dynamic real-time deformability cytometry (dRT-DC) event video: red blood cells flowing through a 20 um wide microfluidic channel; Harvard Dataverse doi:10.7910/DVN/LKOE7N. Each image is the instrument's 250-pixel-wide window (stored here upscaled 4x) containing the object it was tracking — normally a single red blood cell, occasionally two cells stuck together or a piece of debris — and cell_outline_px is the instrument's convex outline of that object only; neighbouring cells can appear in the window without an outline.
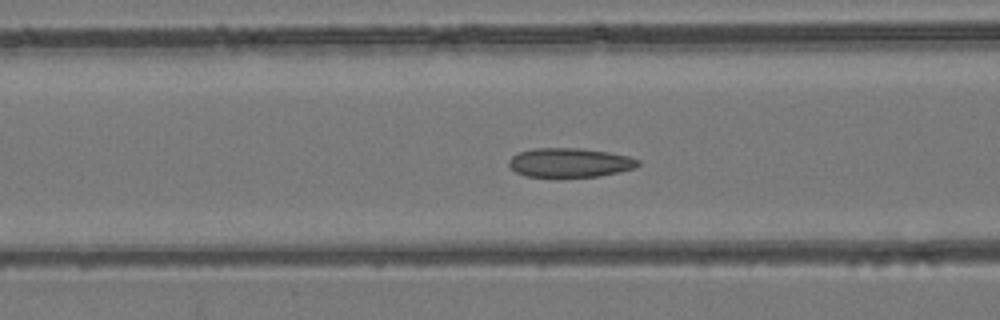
{"species": "common noctule bat (a hibernating species)", "species_latin": "Nyctalus noctula", "temperature_condition": "room temperature", "stored_images_in_passage": 51, "camera_frame_rate_fps": 3000, "um_per_image_px": 0.085, "animal": {"sex": "female", "body_mass_g": 24.6, "forearm_length_mm": 56.2}, "frame": {"image": 1, "passage_image": 21, "time_ms": 6.667, "image_size_px": [1000, 320], "cell_outline_px": [[640, 164], [636, 168], [620, 172], [600, 176], [556, 180], [524, 176], [516, 172], [508, 164], [508, 160], [512, 156], [520, 152], [532, 148], [580, 148], [608, 152], [628, 156], [640, 160]], "centroid_in_image_um": [48.41, 13.87], "position_along_channel_um": 118.2, "area_um2": 23.0}}
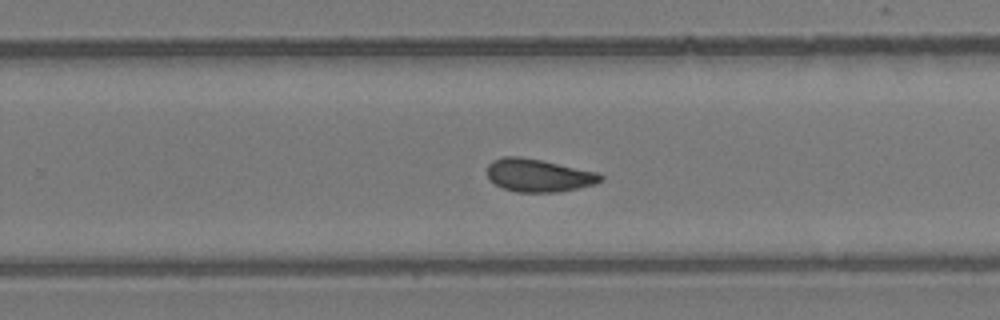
{"frame": {"image": 2, "passage_image": 33, "time_ms": 10.667, "image_size_px": [1000, 320], "cell_outline_px": [[604, 180], [596, 184], [560, 192], [516, 192], [504, 188], [496, 184], [488, 176], [488, 164], [492, 160], [504, 156], [520, 156], [540, 160], [596, 172], [604, 176]], "centroid_in_image_um": [45.8, 14.91], "position_along_channel_um": 284.0, "area_um2": 21.62}}
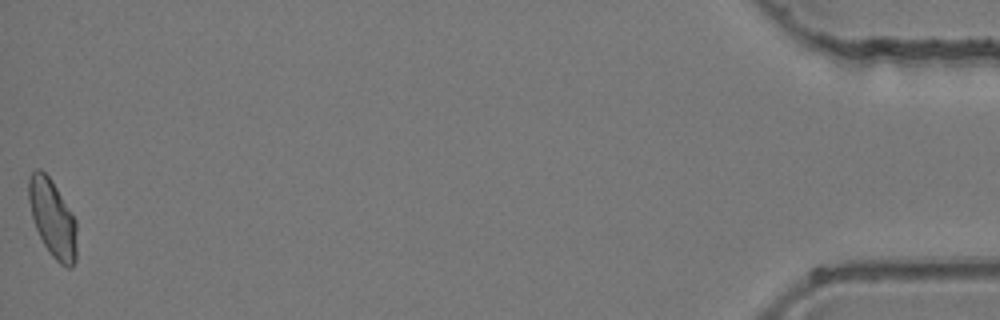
{"frame": {"image": 3, "passage_image": 51, "time_ms": 16.667, "image_size_px": [1000, 320], "cell_outline_px": [[76, 260], [72, 268], [68, 268], [60, 264], [48, 252], [36, 228], [32, 216], [28, 200], [28, 176], [36, 168], [40, 168], [48, 176], [56, 188], [76, 220]], "centroid_in_image_um": [4.46, 18.58], "position_along_channel_um": 430.7, "area_um2": 21.62}}